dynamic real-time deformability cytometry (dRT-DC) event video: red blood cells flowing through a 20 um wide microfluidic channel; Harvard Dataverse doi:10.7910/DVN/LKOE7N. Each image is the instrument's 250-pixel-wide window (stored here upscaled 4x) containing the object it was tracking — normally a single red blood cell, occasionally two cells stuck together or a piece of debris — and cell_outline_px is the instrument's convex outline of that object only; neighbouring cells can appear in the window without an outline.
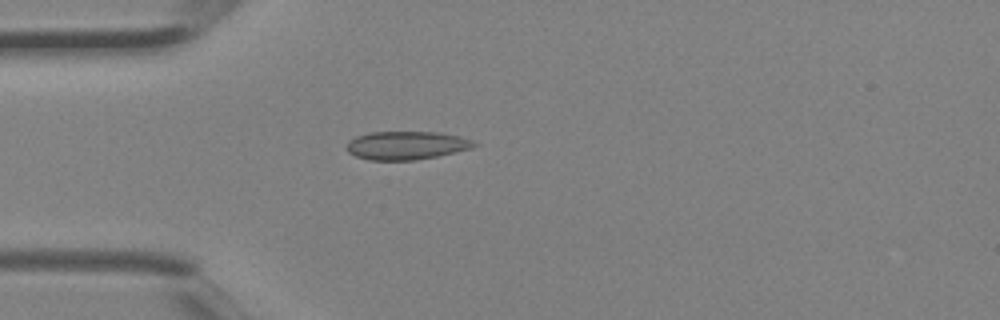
{"species": "Egyptian fruit bat (a non-hibernating species)", "species_latin": "Rousettus aegyptiacus", "temperature_condition": "room temperature", "stored_images_in_passage": 1, "camera_frame_rate_fps": 3000, "um_per_image_px": 0.085, "animal": {"sex": "female"}, "frame": {"image": 1, "passage_image": 1, "time_ms": 0.0, "image_size_px": [1000, 320], "cell_outline_px": [[480, 144], [472, 148], [436, 156], [416, 160], [368, 160], [356, 156], [348, 152], [348, 140], [356, 136], [368, 132], [436, 132], [460, 136], [472, 140]], "centroid_in_image_um": [34.55, 12.35], "position_along_channel_um": 50.5, "area_um2": 21.04}}